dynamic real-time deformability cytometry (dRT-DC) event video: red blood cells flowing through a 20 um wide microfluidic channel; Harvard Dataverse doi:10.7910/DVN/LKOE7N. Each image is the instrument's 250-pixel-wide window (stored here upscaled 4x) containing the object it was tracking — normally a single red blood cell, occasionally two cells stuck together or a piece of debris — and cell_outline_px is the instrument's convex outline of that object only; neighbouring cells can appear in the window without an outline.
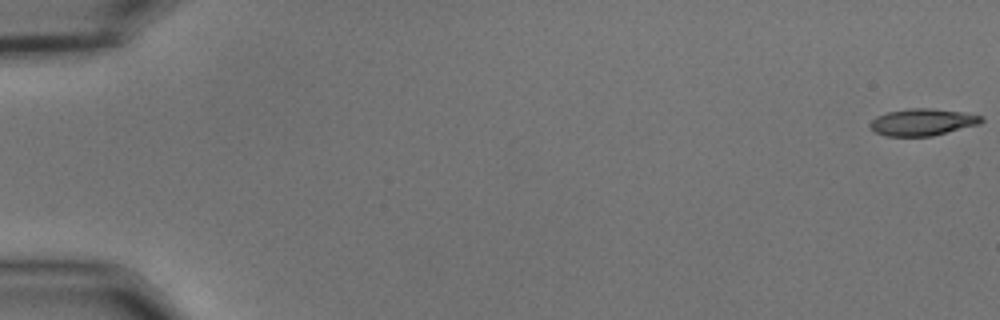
{"species": "common noctule bat (a hibernating species)", "species_latin": "Nyctalus noctula", "temperature_condition": "cold", "stored_images_in_passage": 56, "camera_frame_rate_fps": 3000, "um_per_image_px": 0.085, "animal": {"sex": "male", "body_mass_g": 15.6}, "frame": {"image": 1, "passage_image": 1, "time_ms": 0.0, "image_size_px": [1000, 320], "cell_outline_px": [[984, 120], [980, 124], [932, 136], [884, 136], [876, 132], [868, 124], [876, 116], [888, 112], [908, 108], [932, 108], [964, 112], [984, 116]], "centroid_in_image_um": [78.44, 10.37], "position_along_channel_um": 6.6, "area_um2": 17.57}}
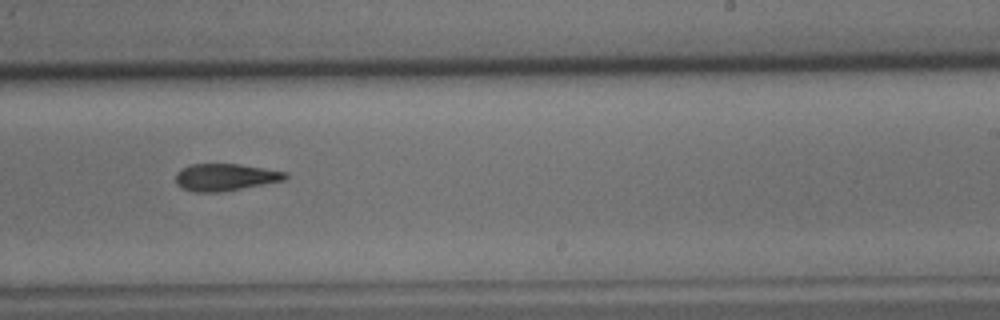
{"frame": {"image": 2, "passage_image": 36, "time_ms": 11.667, "image_size_px": [1000, 320], "cell_outline_px": [[288, 176], [284, 180], [220, 192], [196, 192], [184, 188], [176, 184], [176, 172], [180, 168], [192, 164], [240, 164], [288, 172]], "centroid_in_image_um": [19.13, 15.05], "position_along_channel_um": 269.9, "area_um2": 17.22}}
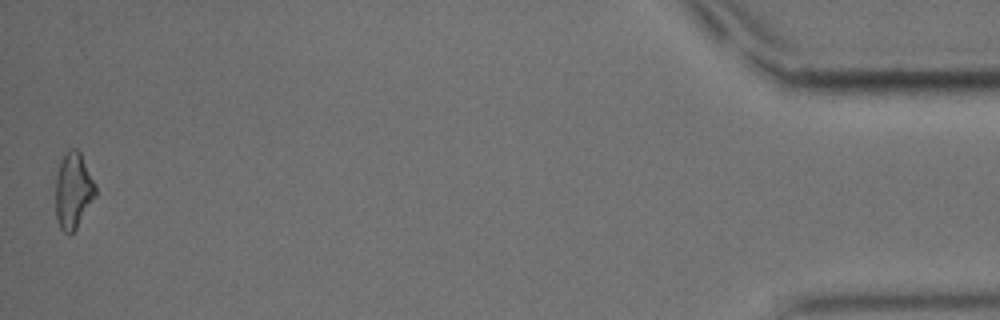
{"frame": {"image": 3, "passage_image": 56, "time_ms": 18.333, "image_size_px": [1000, 320], "cell_outline_px": [[96, 196], [76, 228], [68, 236], [60, 228], [56, 220], [56, 176], [60, 160], [64, 152], [68, 148], [76, 148], [80, 152], [96, 184]], "centroid_in_image_um": [6.22, 16.18], "position_along_channel_um": 429.0, "area_um2": 17.92}, "authors_computed_cell_mechanics": {"area_um2": 18.0336, "velocity_mm_per_s": 3.6425, "shape_relaxation_time_tau1_ms": 7.0717, "shape_relaxation_time_tau2_ms": 8.7865, "deformation_change_tau1": 0.1896, "deformation_change_tau2": 0.1957}}